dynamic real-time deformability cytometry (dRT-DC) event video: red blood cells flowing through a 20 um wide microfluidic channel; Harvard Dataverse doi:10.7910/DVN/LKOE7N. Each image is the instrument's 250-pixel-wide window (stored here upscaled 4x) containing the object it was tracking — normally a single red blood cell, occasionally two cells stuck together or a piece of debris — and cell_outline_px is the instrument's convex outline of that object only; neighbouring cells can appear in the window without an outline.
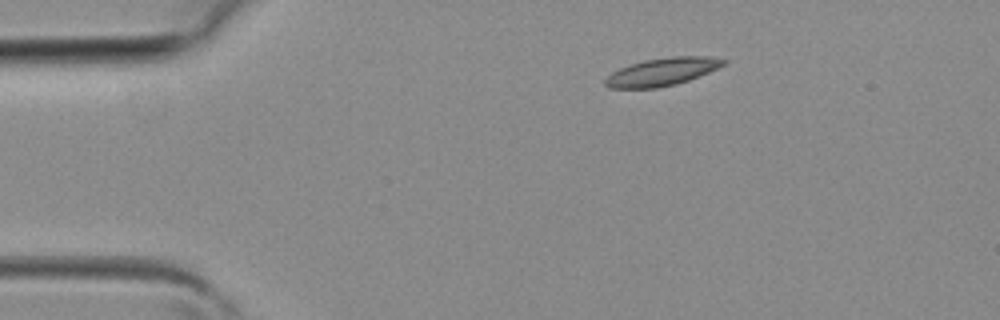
{"species": "common noctule bat (a hibernating species)", "species_latin": "Nyctalus noctula", "temperature_condition": "room temperature", "stored_images_in_passage": 2, "camera_frame_rate_fps": 3000, "um_per_image_px": 0.085, "animal": {"sex": "female", "body_mass_g": 19.3, "forearm_length_mm": 54.1}, "frame": {"image": 1, "passage_image": 1, "time_ms": 0.0, "image_size_px": [1000, 320], "cell_outline_px": [[728, 60], [724, 64], [708, 72], [688, 80], [676, 84], [656, 88], [608, 88], [604, 84], [604, 80], [612, 72], [620, 68], [644, 60], [672, 56], [712, 56]], "centroid_in_image_um": [56.27, 6.1], "position_along_channel_um": 28.7, "area_um2": 19.02}}